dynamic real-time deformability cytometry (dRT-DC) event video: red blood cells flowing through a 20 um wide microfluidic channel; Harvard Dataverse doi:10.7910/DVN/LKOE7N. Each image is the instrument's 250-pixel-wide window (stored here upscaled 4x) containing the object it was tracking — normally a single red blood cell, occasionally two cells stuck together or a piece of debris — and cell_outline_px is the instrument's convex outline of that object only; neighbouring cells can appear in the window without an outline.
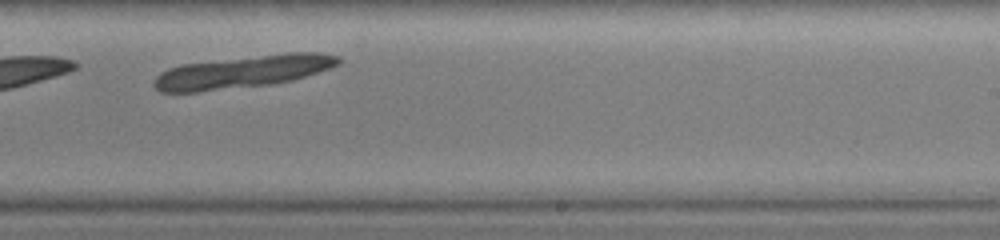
{"species": "common noctule bat (a hibernating species)", "species_latin": "Nyctalus noctula", "temperature_condition": "warm", "stored_images_in_passage": 19, "camera_frame_rate_fps": 3000, "um_per_image_px": 0.085, "animal": {"sex": "female", "body_mass_g": 19.0, "forearm_length_mm": 51.5}, "frame": {"image": 1, "passage_image": 17, "time_ms": 4.0, "image_size_px": [1000, 240], "cell_outline_px": [[340, 64], [292, 80], [272, 84], [196, 92], [160, 92], [152, 84], [152, 80], [160, 72], [168, 68], [180, 64], [288, 52], [320, 52], [340, 56]], "centroid_in_image_um": [20.6, 6.09], "position_along_channel_um": 268.4, "area_um2": 34.91}}